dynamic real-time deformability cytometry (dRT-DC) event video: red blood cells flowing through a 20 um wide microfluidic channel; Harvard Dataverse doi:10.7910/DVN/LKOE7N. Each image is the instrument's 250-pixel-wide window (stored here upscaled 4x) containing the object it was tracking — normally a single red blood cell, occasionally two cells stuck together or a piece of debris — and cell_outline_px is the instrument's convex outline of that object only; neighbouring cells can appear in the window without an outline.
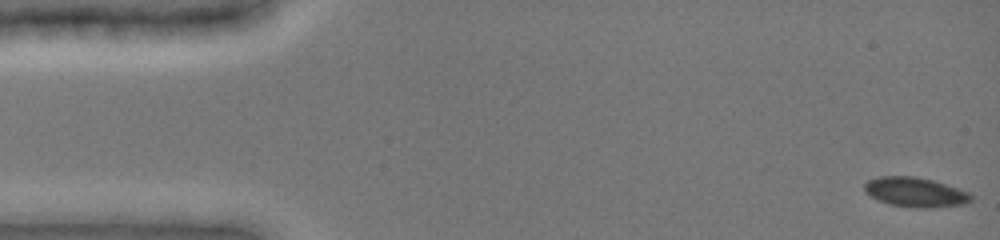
{"species": "common noctule bat (a hibernating species)", "species_latin": "Nyctalus noctula", "temperature_condition": "cold", "stored_images_in_passage": 42, "camera_frame_rate_fps": 3000, "um_per_image_px": 0.085, "animal": {"sex": "female", "body_mass_g": 19.0, "forearm_length_mm": 51.5}, "frame": {"image": 1, "passage_image": 1, "time_ms": 0.0, "image_size_px": [1000, 240], "cell_outline_px": [[972, 200], [968, 204], [924, 208], [916, 208], [888, 204], [864, 192], [864, 184], [868, 180], [880, 176], [916, 176], [932, 180], [968, 192], [972, 196]], "centroid_in_image_um": [77.79, 16.34], "position_along_channel_um": 7.2, "area_um2": 18.32}}
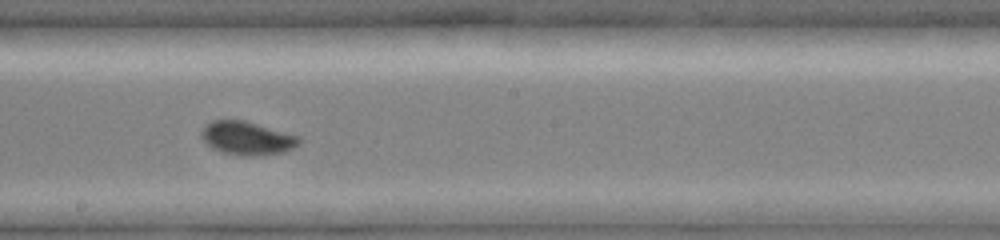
{"frame": {"image": 2, "passage_image": 26, "time_ms": 8.667, "image_size_px": [1000, 240], "cell_outline_px": [[300, 144], [284, 152], [252, 156], [244, 156], [224, 152], [212, 148], [200, 136], [200, 132], [212, 120], [244, 120], [300, 136]], "centroid_in_image_um": [21.02, 11.74], "position_along_channel_um": 227.2, "area_um2": 18.84}}
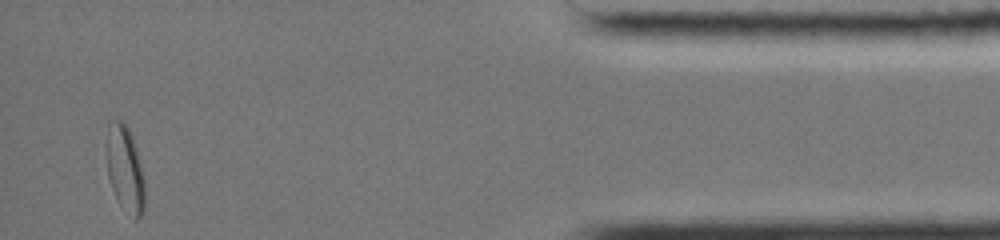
{"frame": {"image": 3, "passage_image": 42, "time_ms": 15.0, "image_size_px": [1000, 240], "cell_outline_px": [[144, 212], [136, 220], [116, 200], [108, 176], [108, 124], [112, 120], [120, 120], [128, 128], [132, 136], [136, 148], [144, 180]], "centroid_in_image_um": [10.64, 14.39], "position_along_channel_um": 424.6, "area_um2": 18.67}}